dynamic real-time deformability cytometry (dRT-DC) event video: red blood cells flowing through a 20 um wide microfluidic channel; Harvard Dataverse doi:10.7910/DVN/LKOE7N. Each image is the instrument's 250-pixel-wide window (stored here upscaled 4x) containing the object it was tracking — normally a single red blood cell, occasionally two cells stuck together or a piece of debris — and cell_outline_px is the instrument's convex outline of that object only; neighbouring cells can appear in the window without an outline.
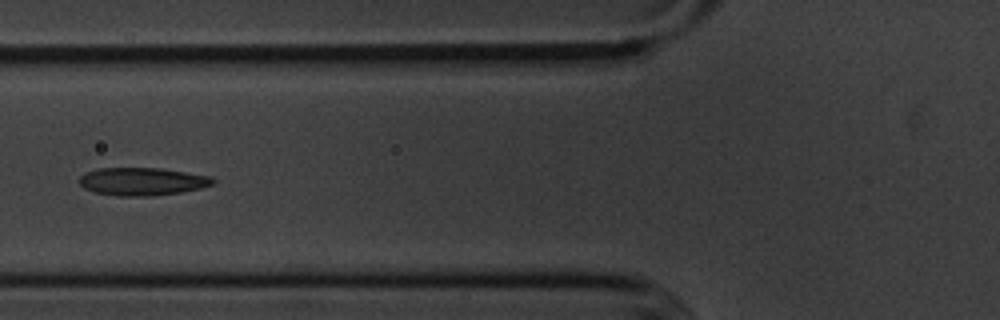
{"species": "common noctule bat (a hibernating species)", "species_latin": "Nyctalus noctula", "temperature_condition": "cold", "stored_images_in_passage": 4, "camera_frame_rate_fps": 3000, "um_per_image_px": 0.085, "animal": {"sex": "male", "body_mass_g": 20.1, "forearm_length_mm": 53.5}, "frame": {"image": 1, "passage_image": 4, "time_ms": 3.667, "image_size_px": [1000, 320], "cell_outline_px": [[216, 180], [212, 184], [200, 188], [180, 192], [152, 196], [116, 196], [96, 192], [84, 188], [80, 184], [80, 176], [84, 172], [96, 168], [160, 168], [212, 176]], "centroid_in_image_um": [12.08, 15.42], "position_along_channel_um": 113.7, "area_um2": 21.73}}